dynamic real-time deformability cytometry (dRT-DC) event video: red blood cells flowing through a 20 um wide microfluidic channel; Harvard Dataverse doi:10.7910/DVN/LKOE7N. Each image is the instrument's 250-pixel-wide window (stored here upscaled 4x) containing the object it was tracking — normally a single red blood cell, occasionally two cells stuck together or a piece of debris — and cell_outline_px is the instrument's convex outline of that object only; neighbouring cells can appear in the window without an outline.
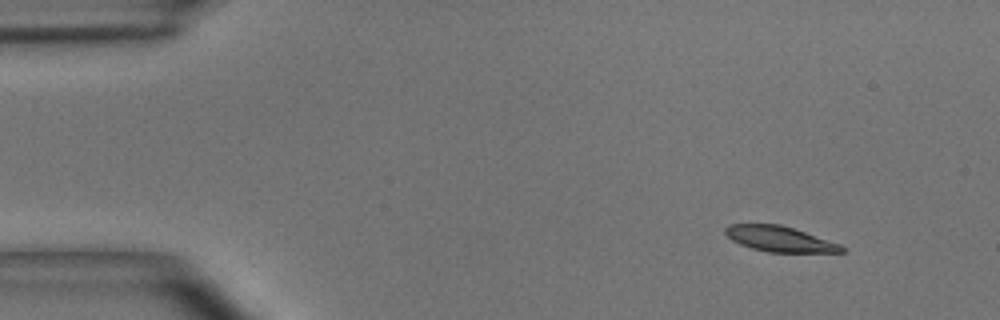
{"species": "common noctule bat (a hibernating species)", "species_latin": "Nyctalus noctula", "temperature_condition": "room temperature", "stored_images_in_passage": 6, "camera_frame_rate_fps": 3000, "um_per_image_px": 0.085, "animal": {"sex": "male", "body_mass_g": 15.6}, "frame": {"image": 1, "passage_image": 1, "time_ms": 0.0, "image_size_px": [1000, 320], "cell_outline_px": [[848, 248], [844, 252], [768, 252], [752, 248], [740, 244], [732, 240], [724, 232], [724, 228], [728, 224], [780, 224], [840, 244]], "centroid_in_image_um": [66.26, 20.31], "position_along_channel_um": 18.7, "area_um2": 17.11}}
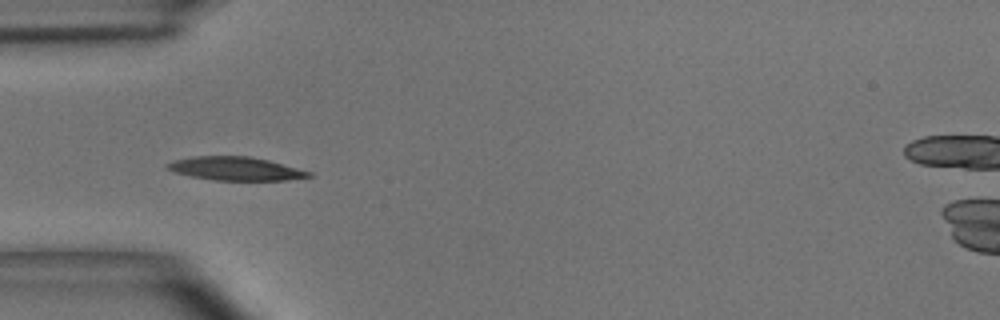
{"frame": {"image": 2, "passage_image": 4, "time_ms": 1.0, "image_size_px": [1000, 320], "cell_outline_px": [[312, 176], [288, 180], [212, 180], [188, 176], [164, 168], [164, 164], [172, 160], [192, 156], [248, 156], [268, 160], [312, 172]], "centroid_in_image_um": [19.95, 14.33], "position_along_channel_um": 65.0, "area_um2": 19.48}}
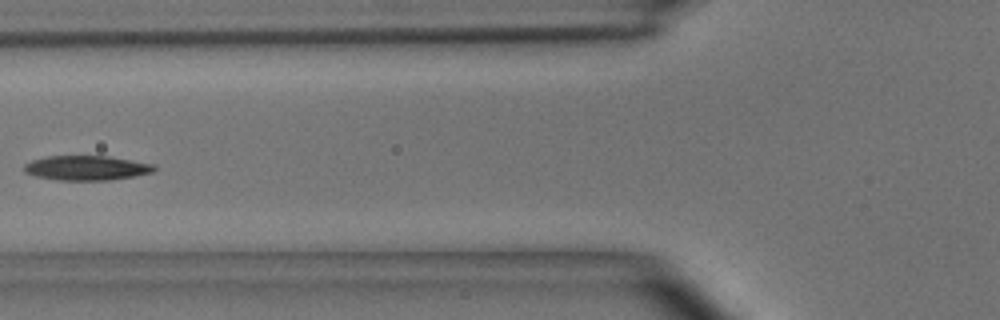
{"frame": {"image": 3, "passage_image": 5, "time_ms": 1.333, "image_size_px": [1000, 320], "cell_outline_px": [[156, 168], [152, 172], [136, 176], [108, 180], [56, 180], [36, 176], [24, 172], [24, 164], [32, 160], [48, 156], [108, 156], [156, 164]], "centroid_in_image_um": [7.37, 14.27], "position_along_channel_um": 118.4, "area_um2": 18.73}}